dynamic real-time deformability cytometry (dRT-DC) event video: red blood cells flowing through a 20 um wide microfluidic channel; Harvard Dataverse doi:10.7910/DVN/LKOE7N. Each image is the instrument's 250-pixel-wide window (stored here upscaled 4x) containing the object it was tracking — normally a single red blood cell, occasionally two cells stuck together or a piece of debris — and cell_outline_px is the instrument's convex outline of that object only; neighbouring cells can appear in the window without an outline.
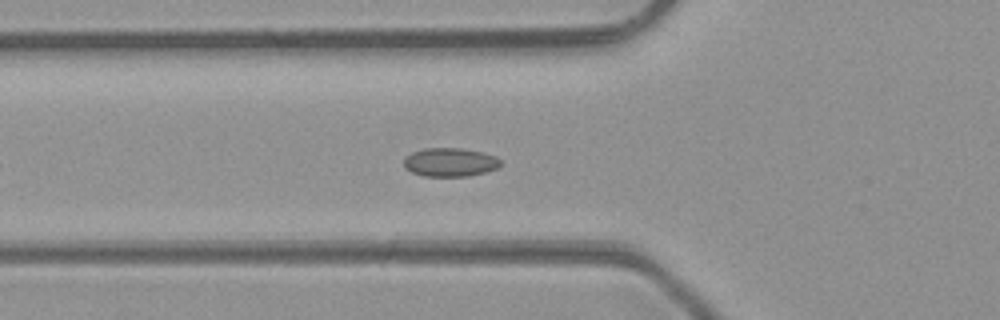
{"species": "common noctule bat (a hibernating species)", "species_latin": "Nyctalus noctula", "temperature_condition": "room temperature", "stored_images_in_passage": 14, "camera_frame_rate_fps": 3000, "um_per_image_px": 0.085, "animal": {"sex": "male", "body_mass_g": 23.1, "forearm_length_mm": 52.7}, "frame": {"image": 1, "passage_image": 10, "time_ms": 3.0, "image_size_px": [1000, 320], "cell_outline_px": [[500, 164], [496, 168], [484, 172], [468, 176], [424, 176], [412, 172], [404, 168], [404, 156], [412, 152], [424, 148], [460, 148], [484, 152], [496, 156], [500, 160]], "centroid_in_image_um": [38.22, 13.78], "position_along_channel_um": 87.6, "area_um2": 16.18}}